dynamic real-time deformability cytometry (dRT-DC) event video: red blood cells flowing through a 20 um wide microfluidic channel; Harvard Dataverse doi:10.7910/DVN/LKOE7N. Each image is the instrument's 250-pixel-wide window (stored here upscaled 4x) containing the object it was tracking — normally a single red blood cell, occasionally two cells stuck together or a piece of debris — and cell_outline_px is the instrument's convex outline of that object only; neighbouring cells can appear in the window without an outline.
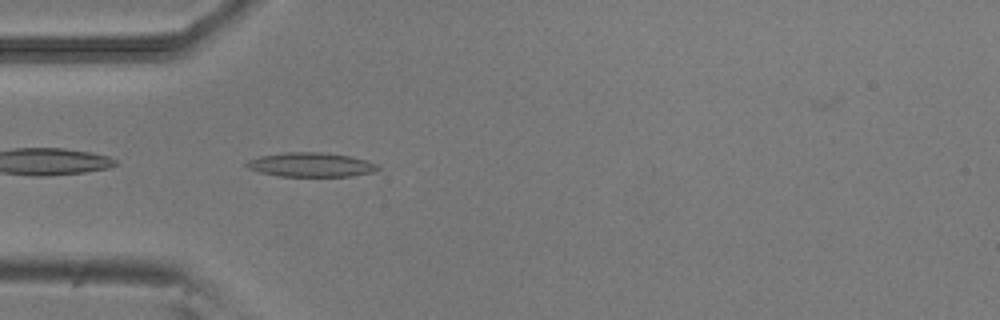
{"species": "common noctule bat (a hibernating species)", "species_latin": "Nyctalus noctula", "temperature_condition": "room temperature", "stored_images_in_passage": 39, "camera_frame_rate_fps": 3000, "um_per_image_px": 0.085, "animal": {"sex": "male", "body_mass_g": 20.5, "forearm_length_mm": 52.5}, "frame": {"image": 1, "passage_image": 2, "time_ms": 0.333, "image_size_px": [1000, 320], "cell_outline_px": [[380, 168], [372, 172], [352, 176], [280, 176], [260, 172], [248, 168], [244, 164], [248, 160], [260, 156], [284, 152], [324, 152], [352, 156], [368, 160], [376, 164]], "centroid_in_image_um": [26.44, 13.99], "position_along_channel_um": 58.6, "area_um2": 18.61}}
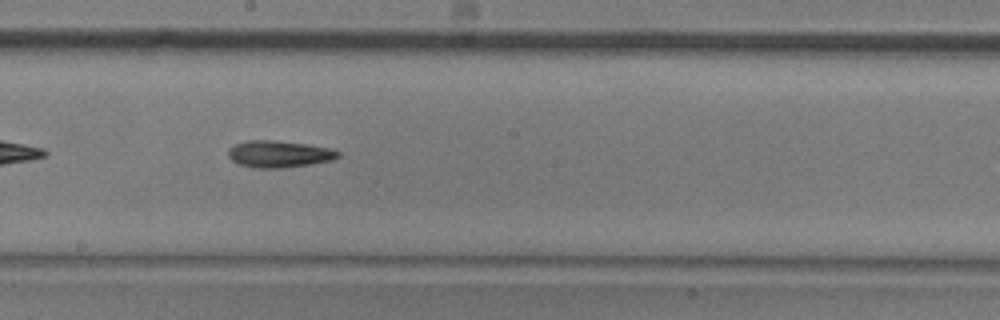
{"frame": {"image": 2, "passage_image": 15, "time_ms": 4.667, "image_size_px": [1000, 320], "cell_outline_px": [[340, 156], [332, 160], [308, 164], [280, 168], [252, 168], [240, 164], [232, 160], [228, 156], [228, 148], [236, 144], [248, 140], [276, 140], [308, 144], [332, 148], [340, 152]], "centroid_in_image_um": [23.72, 13.08], "position_along_channel_um": 224.5, "area_um2": 17.22}}
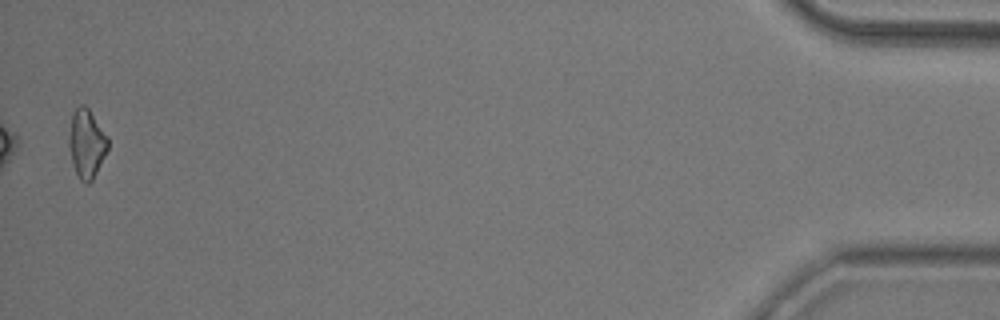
{"frame": {"image": 3, "passage_image": 38, "time_ms": 12.333, "image_size_px": [1000, 320], "cell_outline_px": [[108, 148], [92, 180], [88, 184], [84, 184], [80, 180], [72, 164], [68, 144], [68, 136], [72, 112], [80, 104], [84, 104], [88, 108], [108, 136]], "centroid_in_image_um": [7.34, 12.19], "position_along_channel_um": 427.9, "area_um2": 15.66}, "authors_computed_cell_mechanics": {"area_um2": 16.0684, "velocity_mm_per_s": 3.8666, "shape_relaxation_time_tau1_ms": 3.3559, "shape_relaxation_time_tau2_ms": null, "deformation_change_tau1": 0.1361, "deformation_change_tau2": null}}